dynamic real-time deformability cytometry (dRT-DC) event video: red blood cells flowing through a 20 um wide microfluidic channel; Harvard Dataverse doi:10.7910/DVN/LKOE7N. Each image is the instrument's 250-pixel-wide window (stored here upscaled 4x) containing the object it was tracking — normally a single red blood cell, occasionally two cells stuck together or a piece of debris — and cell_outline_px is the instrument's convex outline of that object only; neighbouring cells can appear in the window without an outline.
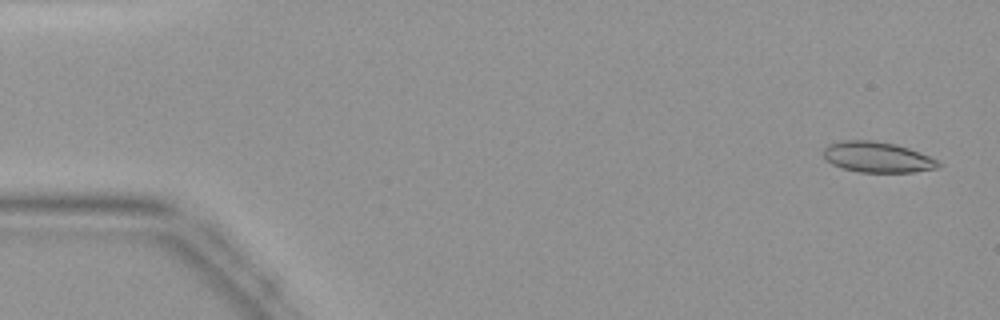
{"species": "common noctule bat (a hibernating species)", "species_latin": "Nyctalus noctula", "temperature_condition": "warm", "stored_images_in_passage": 45, "camera_frame_rate_fps": 3000, "um_per_image_px": 0.085, "animal": {"sex": "female", "body_mass_g": 19.9}, "frame": {"image": 1, "passage_image": 2, "time_ms": 0.333, "image_size_px": [1000, 320], "cell_outline_px": [[944, 164], [936, 168], [912, 172], [860, 172], [844, 168], [832, 164], [824, 156], [824, 148], [828, 144], [844, 140], [872, 140], [896, 144], [908, 148], [928, 156]], "centroid_in_image_um": [74.57, 13.35], "position_along_channel_um": 10.4, "area_um2": 20.29}}
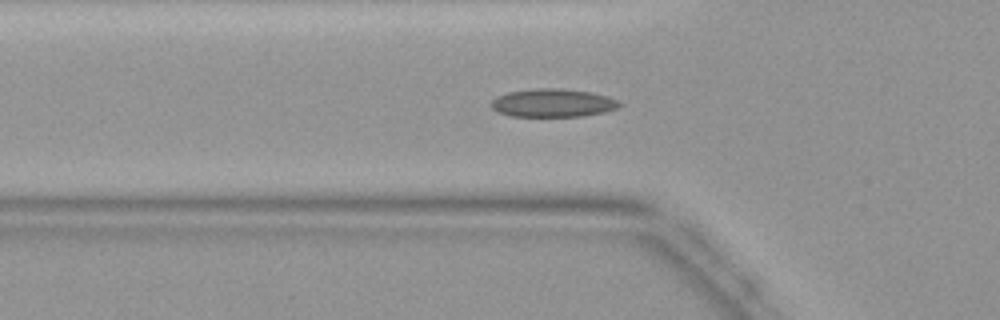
{"frame": {"image": 2, "passage_image": 15, "time_ms": 4.667, "image_size_px": [1000, 320], "cell_outline_px": [[620, 108], [604, 112], [584, 116], [508, 116], [492, 108], [492, 100], [496, 96], [508, 92], [536, 88], [560, 88], [592, 92], [608, 96], [620, 100]], "centroid_in_image_um": [47.04, 8.74], "position_along_channel_um": 78.8, "area_um2": 21.21}}
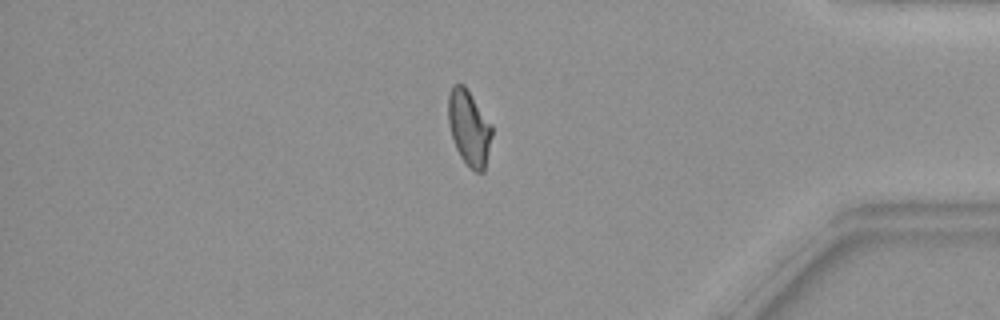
{"frame": {"image": 3, "passage_image": 38, "time_ms": 12.333, "image_size_px": [1000, 320], "cell_outline_px": [[492, 136], [484, 172], [476, 172], [460, 156], [456, 148], [452, 136], [448, 120], [448, 96], [452, 84], [464, 84], [492, 124]], "centroid_in_image_um": [39.87, 10.83], "position_along_channel_um": 395.3, "area_um2": 19.07}}